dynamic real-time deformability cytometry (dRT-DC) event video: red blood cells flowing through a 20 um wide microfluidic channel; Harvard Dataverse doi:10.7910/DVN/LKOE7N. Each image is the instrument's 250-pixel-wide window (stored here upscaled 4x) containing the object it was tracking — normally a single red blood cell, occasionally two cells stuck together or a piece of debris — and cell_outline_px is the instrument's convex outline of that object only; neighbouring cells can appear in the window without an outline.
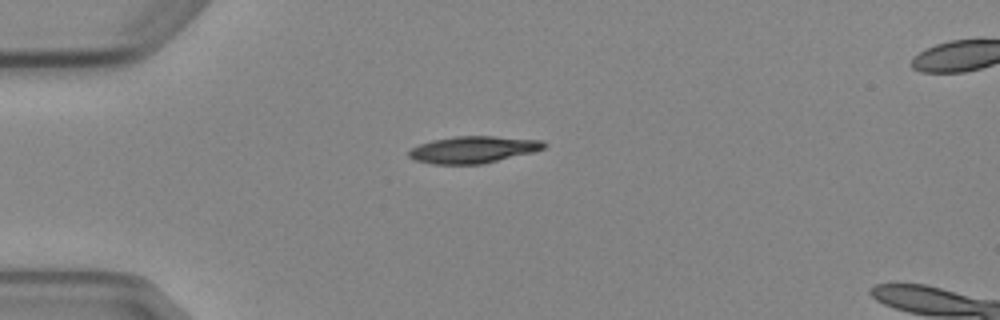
{"species": "Egyptian fruit bat (a non-hibernating species)", "species_latin": "Rousettus aegyptiacus", "temperature_condition": "cold", "stored_images_in_passage": 4, "camera_frame_rate_fps": 3000, "um_per_image_px": 0.085, "animal": {"sex": "female"}, "frame": {"image": 1, "passage_image": 1, "time_ms": 0.0, "image_size_px": [1000, 320], "cell_outline_px": [[548, 144], [544, 148], [532, 152], [484, 164], [432, 164], [416, 160], [408, 156], [408, 152], [412, 148], [420, 144], [432, 140], [456, 136], [492, 136], [544, 140]], "centroid_in_image_um": [40.25, 12.71], "position_along_channel_um": 44.8, "area_um2": 21.15}}
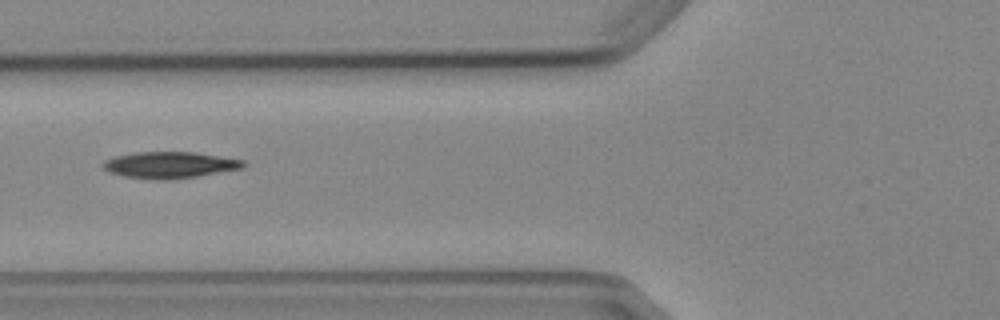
{"frame": {"image": 2, "passage_image": 3, "time_ms": 2.333, "image_size_px": [1000, 320], "cell_outline_px": [[248, 164], [244, 168], [172, 180], [156, 180], [124, 176], [108, 172], [100, 164], [104, 160], [116, 156], [136, 152], [192, 152], [244, 160]], "centroid_in_image_um": [14.42, 14.03], "position_along_channel_um": 111.4, "area_um2": 21.68}}